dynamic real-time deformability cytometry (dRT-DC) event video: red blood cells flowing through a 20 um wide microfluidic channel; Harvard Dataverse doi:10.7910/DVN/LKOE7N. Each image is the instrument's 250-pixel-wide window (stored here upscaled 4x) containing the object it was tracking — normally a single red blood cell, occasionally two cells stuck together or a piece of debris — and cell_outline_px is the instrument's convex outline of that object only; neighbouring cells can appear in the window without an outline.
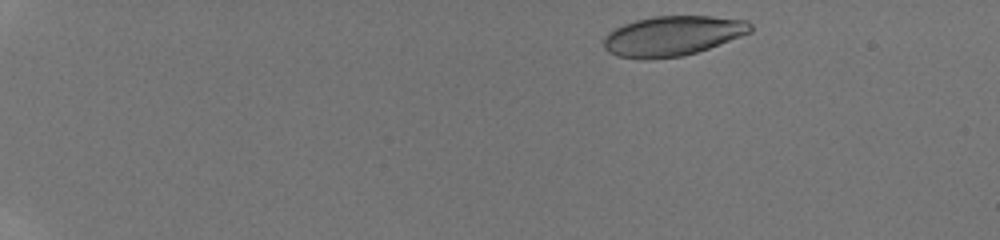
{"species": "human", "species_latin": "Homo sapiens", "temperature_condition": "room temperature", "stored_images_in_passage": 26, "camera_frame_rate_fps": 3000, "um_per_image_px": 0.085, "donor": {"sex": "male"}, "frame": {"image": 1, "passage_image": 2, "time_ms": 0.333, "image_size_px": [1000, 240], "cell_outline_px": [[752, 32], [708, 48], [684, 56], [648, 60], [644, 60], [616, 56], [608, 52], [604, 48], [604, 36], [608, 32], [624, 24], [636, 20], [652, 16], [712, 16], [748, 20], [752, 24]], "centroid_in_image_um": [57.15, 3.06], "position_along_channel_um": 27.8, "area_um2": 34.39}}
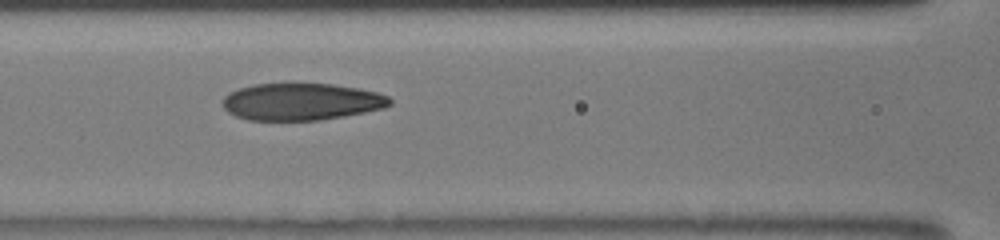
{"frame": {"image": 2, "passage_image": 12, "time_ms": 6.333, "image_size_px": [1000, 240], "cell_outline_px": [[392, 104], [384, 108], [344, 116], [320, 120], [248, 120], [236, 116], [228, 112], [224, 108], [224, 96], [228, 92], [252, 84], [332, 84], [360, 88], [376, 92], [388, 96], [392, 100]], "centroid_in_image_um": [25.63, 8.64], "position_along_channel_um": 141.0, "area_um2": 36.07}}
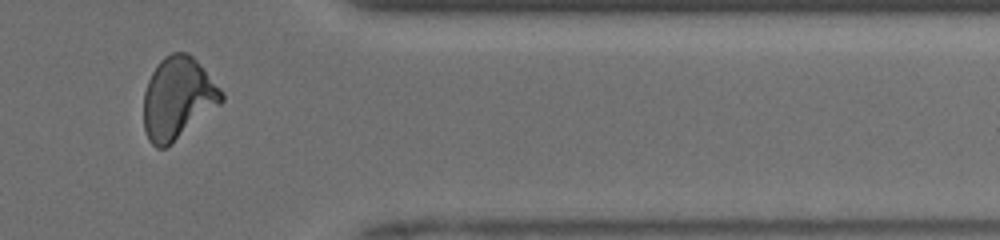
{"frame": {"image": 3, "passage_image": 23, "time_ms": 12.667, "image_size_px": [1000, 240], "cell_outline_px": [[224, 100], [220, 104], [172, 144], [164, 148], [156, 148], [148, 140], [144, 128], [144, 92], [148, 80], [156, 64], [164, 56], [172, 52], [188, 52], [196, 60], [224, 92]], "centroid_in_image_um": [15.1, 8.35], "position_along_channel_um": 396.3, "area_um2": 37.28}, "authors_computed_cell_mechanics": {"area_um2": 36.2406, "velocity_mm_per_s": 4.1509, "shape_relaxation_time_tau1_ms": 6.1065, "shape_relaxation_time_tau2_ms": 1.1512, "deformation_change_tau1": 0.1882, "deformation_change_tau2": 0.0662}}